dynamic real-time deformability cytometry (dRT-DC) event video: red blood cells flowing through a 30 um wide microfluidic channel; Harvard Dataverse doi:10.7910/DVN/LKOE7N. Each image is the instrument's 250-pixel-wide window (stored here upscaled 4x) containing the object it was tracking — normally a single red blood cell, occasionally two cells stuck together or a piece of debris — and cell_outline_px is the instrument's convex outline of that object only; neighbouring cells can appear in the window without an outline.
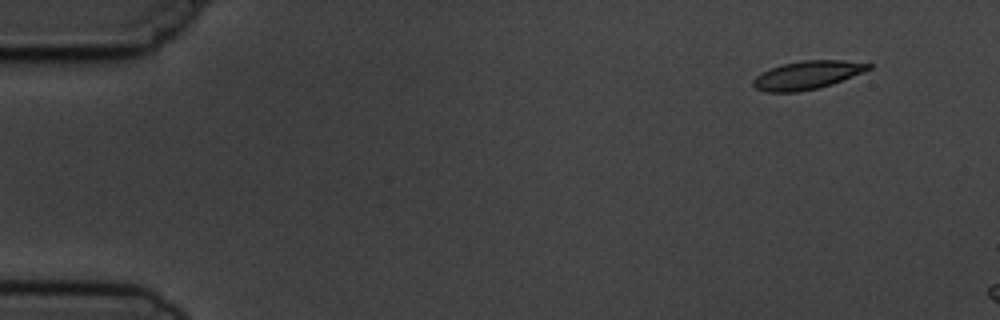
{"species": "common noctule bat (a hibernating species)", "species_latin": "Nyctalus noctula", "temperature_condition": "cold", "stored_images_in_passage": 3, "camera_frame_rate_fps": 3000, "um_per_image_px": 0.085, "animal": {"sex": "male", "body_mass_g": 19.5, "forearm_length_mm": 54.6}, "frame": {"image": 1, "passage_image": 1, "time_ms": 0.0, "image_size_px": [1000, 320], "cell_outline_px": [[872, 68], [864, 72], [832, 84], [800, 92], [764, 92], [756, 88], [752, 84], [752, 80], [756, 76], [772, 68], [784, 64], [804, 60], [844, 60], [872, 64]], "centroid_in_image_um": [68.63, 6.39], "position_along_channel_um": 16.4, "area_um2": 18.9}}